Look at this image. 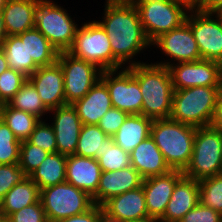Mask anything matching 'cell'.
Segmentation results:
<instances>
[{
    "label": "cell",
    "instance_id": "6da1fadb",
    "mask_svg": "<svg viewBox=\"0 0 222 222\" xmlns=\"http://www.w3.org/2000/svg\"><path fill=\"white\" fill-rule=\"evenodd\" d=\"M98 23L108 35L112 54L121 65L151 44L131 0H107L104 20Z\"/></svg>",
    "mask_w": 222,
    "mask_h": 222
},
{
    "label": "cell",
    "instance_id": "7a4b0ae2",
    "mask_svg": "<svg viewBox=\"0 0 222 222\" xmlns=\"http://www.w3.org/2000/svg\"><path fill=\"white\" fill-rule=\"evenodd\" d=\"M127 68L139 82L143 96L142 115L153 120L168 119L174 91L168 68L134 61Z\"/></svg>",
    "mask_w": 222,
    "mask_h": 222
},
{
    "label": "cell",
    "instance_id": "3957f363",
    "mask_svg": "<svg viewBox=\"0 0 222 222\" xmlns=\"http://www.w3.org/2000/svg\"><path fill=\"white\" fill-rule=\"evenodd\" d=\"M196 127L168 119H155L150 136L162 152L171 170L184 171L188 166Z\"/></svg>",
    "mask_w": 222,
    "mask_h": 222
},
{
    "label": "cell",
    "instance_id": "277c9868",
    "mask_svg": "<svg viewBox=\"0 0 222 222\" xmlns=\"http://www.w3.org/2000/svg\"><path fill=\"white\" fill-rule=\"evenodd\" d=\"M221 88L195 86L174 90L169 118L196 128L210 126Z\"/></svg>",
    "mask_w": 222,
    "mask_h": 222
},
{
    "label": "cell",
    "instance_id": "5b68a950",
    "mask_svg": "<svg viewBox=\"0 0 222 222\" xmlns=\"http://www.w3.org/2000/svg\"><path fill=\"white\" fill-rule=\"evenodd\" d=\"M131 1L138 10L144 33L151 43L163 33L180 27L186 21V11L191 9L179 0Z\"/></svg>",
    "mask_w": 222,
    "mask_h": 222
},
{
    "label": "cell",
    "instance_id": "8992f818",
    "mask_svg": "<svg viewBox=\"0 0 222 222\" xmlns=\"http://www.w3.org/2000/svg\"><path fill=\"white\" fill-rule=\"evenodd\" d=\"M222 173V132L214 127L196 128L190 162L183 174L194 180Z\"/></svg>",
    "mask_w": 222,
    "mask_h": 222
},
{
    "label": "cell",
    "instance_id": "52a82bcc",
    "mask_svg": "<svg viewBox=\"0 0 222 222\" xmlns=\"http://www.w3.org/2000/svg\"><path fill=\"white\" fill-rule=\"evenodd\" d=\"M68 52L98 66L102 71L122 68L114 58L108 35L98 21L85 23L78 28L74 43Z\"/></svg>",
    "mask_w": 222,
    "mask_h": 222
},
{
    "label": "cell",
    "instance_id": "ba28073f",
    "mask_svg": "<svg viewBox=\"0 0 222 222\" xmlns=\"http://www.w3.org/2000/svg\"><path fill=\"white\" fill-rule=\"evenodd\" d=\"M40 201L48 222L82 214L95 205L89 194L68 182L40 190Z\"/></svg>",
    "mask_w": 222,
    "mask_h": 222
},
{
    "label": "cell",
    "instance_id": "9c48e42d",
    "mask_svg": "<svg viewBox=\"0 0 222 222\" xmlns=\"http://www.w3.org/2000/svg\"><path fill=\"white\" fill-rule=\"evenodd\" d=\"M67 11L49 0H40L35 10V28L58 52L68 51L78 30Z\"/></svg>",
    "mask_w": 222,
    "mask_h": 222
},
{
    "label": "cell",
    "instance_id": "30bf717a",
    "mask_svg": "<svg viewBox=\"0 0 222 222\" xmlns=\"http://www.w3.org/2000/svg\"><path fill=\"white\" fill-rule=\"evenodd\" d=\"M57 63L61 66L66 104L82 99L101 77L102 70L68 51L59 52Z\"/></svg>",
    "mask_w": 222,
    "mask_h": 222
},
{
    "label": "cell",
    "instance_id": "8fae6325",
    "mask_svg": "<svg viewBox=\"0 0 222 222\" xmlns=\"http://www.w3.org/2000/svg\"><path fill=\"white\" fill-rule=\"evenodd\" d=\"M169 70L174 90L195 86L222 87V64L218 61L200 59L192 62L156 63Z\"/></svg>",
    "mask_w": 222,
    "mask_h": 222
},
{
    "label": "cell",
    "instance_id": "7c38bea8",
    "mask_svg": "<svg viewBox=\"0 0 222 222\" xmlns=\"http://www.w3.org/2000/svg\"><path fill=\"white\" fill-rule=\"evenodd\" d=\"M186 23L197 42L201 59L214 60L222 64V17L219 13L189 10ZM193 11V12H192ZM215 16L217 19L212 18Z\"/></svg>",
    "mask_w": 222,
    "mask_h": 222
},
{
    "label": "cell",
    "instance_id": "4fadbf2b",
    "mask_svg": "<svg viewBox=\"0 0 222 222\" xmlns=\"http://www.w3.org/2000/svg\"><path fill=\"white\" fill-rule=\"evenodd\" d=\"M115 76L117 70L102 71L100 79L106 84L114 108L130 114L142 115L143 96L139 82L126 67ZM115 77H114V76Z\"/></svg>",
    "mask_w": 222,
    "mask_h": 222
},
{
    "label": "cell",
    "instance_id": "5bb4252c",
    "mask_svg": "<svg viewBox=\"0 0 222 222\" xmlns=\"http://www.w3.org/2000/svg\"><path fill=\"white\" fill-rule=\"evenodd\" d=\"M155 44L162 49L163 53L175 61L177 60L178 63L201 59L197 42L190 26L186 22L180 27L160 35L151 43L154 46Z\"/></svg>",
    "mask_w": 222,
    "mask_h": 222
},
{
    "label": "cell",
    "instance_id": "9a60e30c",
    "mask_svg": "<svg viewBox=\"0 0 222 222\" xmlns=\"http://www.w3.org/2000/svg\"><path fill=\"white\" fill-rule=\"evenodd\" d=\"M183 175V171L171 170L163 175L143 179L148 216L160 219L164 215L173 189Z\"/></svg>",
    "mask_w": 222,
    "mask_h": 222
},
{
    "label": "cell",
    "instance_id": "2e32d148",
    "mask_svg": "<svg viewBox=\"0 0 222 222\" xmlns=\"http://www.w3.org/2000/svg\"><path fill=\"white\" fill-rule=\"evenodd\" d=\"M28 80L48 110L66 105L63 71L57 62L50 66L39 67Z\"/></svg>",
    "mask_w": 222,
    "mask_h": 222
},
{
    "label": "cell",
    "instance_id": "e0dca14e",
    "mask_svg": "<svg viewBox=\"0 0 222 222\" xmlns=\"http://www.w3.org/2000/svg\"><path fill=\"white\" fill-rule=\"evenodd\" d=\"M54 111V122L51 124L55 133L57 152L69 156L74 155L79 139L82 122L72 104H66Z\"/></svg>",
    "mask_w": 222,
    "mask_h": 222
},
{
    "label": "cell",
    "instance_id": "ac0fdd59",
    "mask_svg": "<svg viewBox=\"0 0 222 222\" xmlns=\"http://www.w3.org/2000/svg\"><path fill=\"white\" fill-rule=\"evenodd\" d=\"M102 170L98 160L69 155L66 160V182L89 194L97 204V188Z\"/></svg>",
    "mask_w": 222,
    "mask_h": 222
},
{
    "label": "cell",
    "instance_id": "d6986e66",
    "mask_svg": "<svg viewBox=\"0 0 222 222\" xmlns=\"http://www.w3.org/2000/svg\"><path fill=\"white\" fill-rule=\"evenodd\" d=\"M143 178L132 166L116 171H102L97 188V205L110 198L142 186Z\"/></svg>",
    "mask_w": 222,
    "mask_h": 222
},
{
    "label": "cell",
    "instance_id": "ffe728a7",
    "mask_svg": "<svg viewBox=\"0 0 222 222\" xmlns=\"http://www.w3.org/2000/svg\"><path fill=\"white\" fill-rule=\"evenodd\" d=\"M199 203V182L183 175L176 183L160 222H179Z\"/></svg>",
    "mask_w": 222,
    "mask_h": 222
},
{
    "label": "cell",
    "instance_id": "44dd1931",
    "mask_svg": "<svg viewBox=\"0 0 222 222\" xmlns=\"http://www.w3.org/2000/svg\"><path fill=\"white\" fill-rule=\"evenodd\" d=\"M102 208L110 217L124 221L148 217L143 186L110 198Z\"/></svg>",
    "mask_w": 222,
    "mask_h": 222
},
{
    "label": "cell",
    "instance_id": "7402d4cb",
    "mask_svg": "<svg viewBox=\"0 0 222 222\" xmlns=\"http://www.w3.org/2000/svg\"><path fill=\"white\" fill-rule=\"evenodd\" d=\"M72 105L82 124L86 125H97L103 115L113 107L109 90L101 79L82 99L75 101Z\"/></svg>",
    "mask_w": 222,
    "mask_h": 222
},
{
    "label": "cell",
    "instance_id": "603a6c76",
    "mask_svg": "<svg viewBox=\"0 0 222 222\" xmlns=\"http://www.w3.org/2000/svg\"><path fill=\"white\" fill-rule=\"evenodd\" d=\"M130 161L143 179L163 175L171 171L151 136L144 139L133 149L130 153Z\"/></svg>",
    "mask_w": 222,
    "mask_h": 222
},
{
    "label": "cell",
    "instance_id": "cb8c5ba5",
    "mask_svg": "<svg viewBox=\"0 0 222 222\" xmlns=\"http://www.w3.org/2000/svg\"><path fill=\"white\" fill-rule=\"evenodd\" d=\"M40 0H7L2 9L7 36L35 28V10Z\"/></svg>",
    "mask_w": 222,
    "mask_h": 222
},
{
    "label": "cell",
    "instance_id": "d4e9b609",
    "mask_svg": "<svg viewBox=\"0 0 222 222\" xmlns=\"http://www.w3.org/2000/svg\"><path fill=\"white\" fill-rule=\"evenodd\" d=\"M153 119L141 114H130L113 136L114 143L131 153L144 139L150 136Z\"/></svg>",
    "mask_w": 222,
    "mask_h": 222
},
{
    "label": "cell",
    "instance_id": "484cf974",
    "mask_svg": "<svg viewBox=\"0 0 222 222\" xmlns=\"http://www.w3.org/2000/svg\"><path fill=\"white\" fill-rule=\"evenodd\" d=\"M38 201H40V189L28 176L6 193L0 202V209L2 215L10 216L12 213Z\"/></svg>",
    "mask_w": 222,
    "mask_h": 222
},
{
    "label": "cell",
    "instance_id": "4316f807",
    "mask_svg": "<svg viewBox=\"0 0 222 222\" xmlns=\"http://www.w3.org/2000/svg\"><path fill=\"white\" fill-rule=\"evenodd\" d=\"M67 156L60 153H50L29 177L40 190L66 182Z\"/></svg>",
    "mask_w": 222,
    "mask_h": 222
},
{
    "label": "cell",
    "instance_id": "83f0119b",
    "mask_svg": "<svg viewBox=\"0 0 222 222\" xmlns=\"http://www.w3.org/2000/svg\"><path fill=\"white\" fill-rule=\"evenodd\" d=\"M1 49L5 53L9 69L20 72L28 78L39 68L33 60H29L27 38L7 36Z\"/></svg>",
    "mask_w": 222,
    "mask_h": 222
},
{
    "label": "cell",
    "instance_id": "f1b7e54d",
    "mask_svg": "<svg viewBox=\"0 0 222 222\" xmlns=\"http://www.w3.org/2000/svg\"><path fill=\"white\" fill-rule=\"evenodd\" d=\"M17 36L27 38L29 60H33L39 67L50 66L57 62L59 52L36 28Z\"/></svg>",
    "mask_w": 222,
    "mask_h": 222
},
{
    "label": "cell",
    "instance_id": "f546056e",
    "mask_svg": "<svg viewBox=\"0 0 222 222\" xmlns=\"http://www.w3.org/2000/svg\"><path fill=\"white\" fill-rule=\"evenodd\" d=\"M108 135L98 125L83 124L80 130L75 155L98 160L105 147Z\"/></svg>",
    "mask_w": 222,
    "mask_h": 222
},
{
    "label": "cell",
    "instance_id": "4dcf8cb0",
    "mask_svg": "<svg viewBox=\"0 0 222 222\" xmlns=\"http://www.w3.org/2000/svg\"><path fill=\"white\" fill-rule=\"evenodd\" d=\"M2 121L7 124L18 140H27L40 121L35 115L11 107L8 103L0 109Z\"/></svg>",
    "mask_w": 222,
    "mask_h": 222
},
{
    "label": "cell",
    "instance_id": "1f68e13d",
    "mask_svg": "<svg viewBox=\"0 0 222 222\" xmlns=\"http://www.w3.org/2000/svg\"><path fill=\"white\" fill-rule=\"evenodd\" d=\"M8 104L21 111L31 113L39 119L44 113H48L49 111L42 103L37 90L28 79L21 86L20 90L15 93Z\"/></svg>",
    "mask_w": 222,
    "mask_h": 222
},
{
    "label": "cell",
    "instance_id": "d6a6232c",
    "mask_svg": "<svg viewBox=\"0 0 222 222\" xmlns=\"http://www.w3.org/2000/svg\"><path fill=\"white\" fill-rule=\"evenodd\" d=\"M101 153L98 163L102 171L121 170L131 165L130 153L116 145L113 137L108 136L105 139V147Z\"/></svg>",
    "mask_w": 222,
    "mask_h": 222
},
{
    "label": "cell",
    "instance_id": "836d02e7",
    "mask_svg": "<svg viewBox=\"0 0 222 222\" xmlns=\"http://www.w3.org/2000/svg\"><path fill=\"white\" fill-rule=\"evenodd\" d=\"M199 182V203L222 214V173Z\"/></svg>",
    "mask_w": 222,
    "mask_h": 222
},
{
    "label": "cell",
    "instance_id": "e575fe53",
    "mask_svg": "<svg viewBox=\"0 0 222 222\" xmlns=\"http://www.w3.org/2000/svg\"><path fill=\"white\" fill-rule=\"evenodd\" d=\"M21 141L3 121L0 122V164H19Z\"/></svg>",
    "mask_w": 222,
    "mask_h": 222
},
{
    "label": "cell",
    "instance_id": "d590c367",
    "mask_svg": "<svg viewBox=\"0 0 222 222\" xmlns=\"http://www.w3.org/2000/svg\"><path fill=\"white\" fill-rule=\"evenodd\" d=\"M49 154L28 140H23L20 144L19 167L29 176Z\"/></svg>",
    "mask_w": 222,
    "mask_h": 222
},
{
    "label": "cell",
    "instance_id": "8d00e7d4",
    "mask_svg": "<svg viewBox=\"0 0 222 222\" xmlns=\"http://www.w3.org/2000/svg\"><path fill=\"white\" fill-rule=\"evenodd\" d=\"M31 144L36 145L49 153H57L55 133L51 125L40 119L27 139Z\"/></svg>",
    "mask_w": 222,
    "mask_h": 222
},
{
    "label": "cell",
    "instance_id": "74e56055",
    "mask_svg": "<svg viewBox=\"0 0 222 222\" xmlns=\"http://www.w3.org/2000/svg\"><path fill=\"white\" fill-rule=\"evenodd\" d=\"M27 79L24 74L13 69H8L0 75V98L4 104L9 103Z\"/></svg>",
    "mask_w": 222,
    "mask_h": 222
},
{
    "label": "cell",
    "instance_id": "f35d334b",
    "mask_svg": "<svg viewBox=\"0 0 222 222\" xmlns=\"http://www.w3.org/2000/svg\"><path fill=\"white\" fill-rule=\"evenodd\" d=\"M27 177L19 164H0V202L11 188Z\"/></svg>",
    "mask_w": 222,
    "mask_h": 222
},
{
    "label": "cell",
    "instance_id": "ab89813d",
    "mask_svg": "<svg viewBox=\"0 0 222 222\" xmlns=\"http://www.w3.org/2000/svg\"><path fill=\"white\" fill-rule=\"evenodd\" d=\"M129 114L112 107L109 109L97 124L108 136L113 137L119 127L125 122Z\"/></svg>",
    "mask_w": 222,
    "mask_h": 222
},
{
    "label": "cell",
    "instance_id": "60d3db41",
    "mask_svg": "<svg viewBox=\"0 0 222 222\" xmlns=\"http://www.w3.org/2000/svg\"><path fill=\"white\" fill-rule=\"evenodd\" d=\"M13 222H48L41 201L26 206L9 216Z\"/></svg>",
    "mask_w": 222,
    "mask_h": 222
},
{
    "label": "cell",
    "instance_id": "b9f144b4",
    "mask_svg": "<svg viewBox=\"0 0 222 222\" xmlns=\"http://www.w3.org/2000/svg\"><path fill=\"white\" fill-rule=\"evenodd\" d=\"M179 222H222V214L198 203Z\"/></svg>",
    "mask_w": 222,
    "mask_h": 222
},
{
    "label": "cell",
    "instance_id": "7bdbcfd3",
    "mask_svg": "<svg viewBox=\"0 0 222 222\" xmlns=\"http://www.w3.org/2000/svg\"><path fill=\"white\" fill-rule=\"evenodd\" d=\"M101 216L102 206L95 204L91 209L82 214L64 218L57 222H100Z\"/></svg>",
    "mask_w": 222,
    "mask_h": 222
},
{
    "label": "cell",
    "instance_id": "ee69618b",
    "mask_svg": "<svg viewBox=\"0 0 222 222\" xmlns=\"http://www.w3.org/2000/svg\"><path fill=\"white\" fill-rule=\"evenodd\" d=\"M192 9L202 12L219 13L222 10V0H198Z\"/></svg>",
    "mask_w": 222,
    "mask_h": 222
},
{
    "label": "cell",
    "instance_id": "f6af8a7d",
    "mask_svg": "<svg viewBox=\"0 0 222 222\" xmlns=\"http://www.w3.org/2000/svg\"><path fill=\"white\" fill-rule=\"evenodd\" d=\"M211 126L222 132V88L219 91Z\"/></svg>",
    "mask_w": 222,
    "mask_h": 222
},
{
    "label": "cell",
    "instance_id": "bcb514c9",
    "mask_svg": "<svg viewBox=\"0 0 222 222\" xmlns=\"http://www.w3.org/2000/svg\"><path fill=\"white\" fill-rule=\"evenodd\" d=\"M9 69V65L5 56V53L0 49V75Z\"/></svg>",
    "mask_w": 222,
    "mask_h": 222
},
{
    "label": "cell",
    "instance_id": "7dc6e473",
    "mask_svg": "<svg viewBox=\"0 0 222 222\" xmlns=\"http://www.w3.org/2000/svg\"><path fill=\"white\" fill-rule=\"evenodd\" d=\"M6 37L7 35H6L5 27H4L3 15H2V12H0V49Z\"/></svg>",
    "mask_w": 222,
    "mask_h": 222
},
{
    "label": "cell",
    "instance_id": "c3c4849f",
    "mask_svg": "<svg viewBox=\"0 0 222 222\" xmlns=\"http://www.w3.org/2000/svg\"><path fill=\"white\" fill-rule=\"evenodd\" d=\"M100 222H127V221L110 217L109 215H107V214L103 211V208H102V216H101V221H100Z\"/></svg>",
    "mask_w": 222,
    "mask_h": 222
},
{
    "label": "cell",
    "instance_id": "681fc988",
    "mask_svg": "<svg viewBox=\"0 0 222 222\" xmlns=\"http://www.w3.org/2000/svg\"><path fill=\"white\" fill-rule=\"evenodd\" d=\"M127 222H160V221L157 218L148 216L142 219L127 221Z\"/></svg>",
    "mask_w": 222,
    "mask_h": 222
},
{
    "label": "cell",
    "instance_id": "f907efd6",
    "mask_svg": "<svg viewBox=\"0 0 222 222\" xmlns=\"http://www.w3.org/2000/svg\"><path fill=\"white\" fill-rule=\"evenodd\" d=\"M181 2L186 3L190 8H193L196 4L198 0H179Z\"/></svg>",
    "mask_w": 222,
    "mask_h": 222
},
{
    "label": "cell",
    "instance_id": "816d5d0a",
    "mask_svg": "<svg viewBox=\"0 0 222 222\" xmlns=\"http://www.w3.org/2000/svg\"><path fill=\"white\" fill-rule=\"evenodd\" d=\"M0 222H13L9 216L1 215Z\"/></svg>",
    "mask_w": 222,
    "mask_h": 222
},
{
    "label": "cell",
    "instance_id": "f5cc1de1",
    "mask_svg": "<svg viewBox=\"0 0 222 222\" xmlns=\"http://www.w3.org/2000/svg\"><path fill=\"white\" fill-rule=\"evenodd\" d=\"M7 0H0V12L2 11L3 7L5 6Z\"/></svg>",
    "mask_w": 222,
    "mask_h": 222
},
{
    "label": "cell",
    "instance_id": "db71d44e",
    "mask_svg": "<svg viewBox=\"0 0 222 222\" xmlns=\"http://www.w3.org/2000/svg\"><path fill=\"white\" fill-rule=\"evenodd\" d=\"M5 104L3 103V101L0 98V109L4 106Z\"/></svg>",
    "mask_w": 222,
    "mask_h": 222
},
{
    "label": "cell",
    "instance_id": "11a10c76",
    "mask_svg": "<svg viewBox=\"0 0 222 222\" xmlns=\"http://www.w3.org/2000/svg\"><path fill=\"white\" fill-rule=\"evenodd\" d=\"M2 121V115H1V112H0V122Z\"/></svg>",
    "mask_w": 222,
    "mask_h": 222
}]
</instances>
